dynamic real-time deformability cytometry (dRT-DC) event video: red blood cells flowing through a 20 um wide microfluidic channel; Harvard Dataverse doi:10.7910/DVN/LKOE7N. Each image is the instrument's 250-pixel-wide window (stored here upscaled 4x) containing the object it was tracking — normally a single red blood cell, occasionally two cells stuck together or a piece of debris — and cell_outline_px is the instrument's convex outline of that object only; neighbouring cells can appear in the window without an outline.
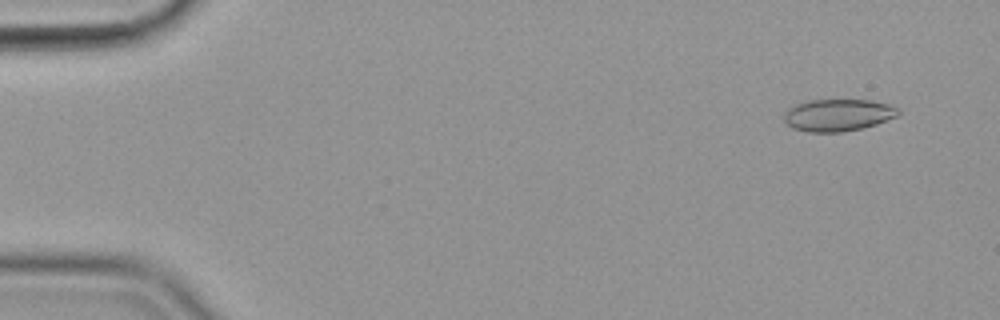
{"species": "common noctule bat (a hibernating species)", "species_latin": "Nyctalus noctula", "temperature_condition": "cold", "stored_images_in_passage": 56, "camera_frame_rate_fps": 3000, "um_per_image_px": 0.085, "animal": {"sex": "female", "body_mass_g": 19.9}, "frame": {"image": 1, "passage_image": 4, "time_ms": 1.0, "image_size_px": [1000, 320], "cell_outline_px": [[900, 112], [896, 116], [876, 124], [844, 132], [808, 132], [792, 128], [784, 120], [784, 112], [788, 108], [796, 104], [812, 100], [872, 100], [888, 104], [900, 108]], "centroid_in_image_um": [71.22, 9.78], "position_along_channel_um": 13.8, "area_um2": 21.33}}
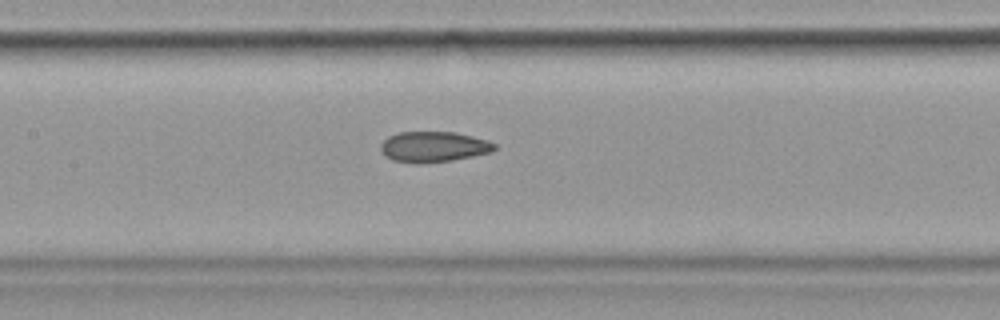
{"frame": {"image": 2, "passage_image": 27, "time_ms": 8.667, "image_size_px": [1000, 320], "cell_outline_px": [[496, 148], [492, 152], [452, 160], [420, 164], [416, 164], [392, 160], [384, 156], [380, 152], [380, 144], [388, 136], [400, 132], [456, 132], [488, 140], [496, 144]], "centroid_in_image_um": [36.82, 12.48], "position_along_channel_um": 170.6, "area_um2": 20.52}}
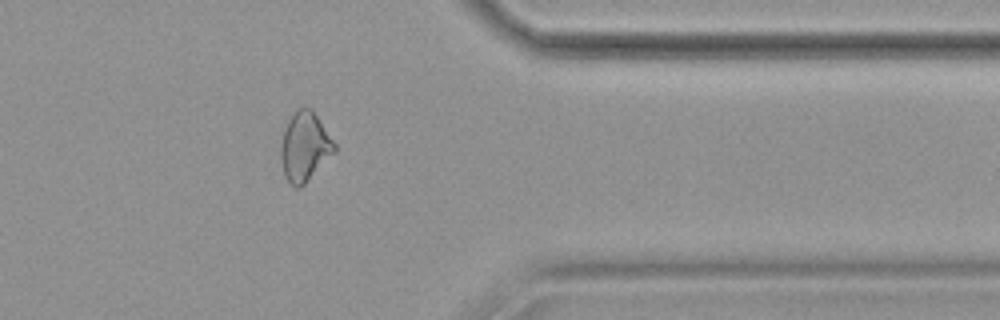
{"frame": {"image": 3, "passage_image": 46, "time_ms": 15.0, "image_size_px": [1000, 320], "cell_outline_px": [[336, 152], [300, 188], [296, 188], [284, 176], [280, 156], [280, 144], [284, 128], [288, 120], [296, 108], [312, 108], [336, 144]], "centroid_in_image_um": [25.9, 12.45], "position_along_channel_um": 385.5, "area_um2": 21.79}, "authors_computed_cell_mechanics": {"area_um2": 21.386, "velocity_mm_per_s": 3.5761, "shape_relaxation_time_tau1_ms": null, "shape_relaxation_time_tau2_ms": 2.4607, "deformation_change_tau1": null, "deformation_change_tau2": 0.0869}}